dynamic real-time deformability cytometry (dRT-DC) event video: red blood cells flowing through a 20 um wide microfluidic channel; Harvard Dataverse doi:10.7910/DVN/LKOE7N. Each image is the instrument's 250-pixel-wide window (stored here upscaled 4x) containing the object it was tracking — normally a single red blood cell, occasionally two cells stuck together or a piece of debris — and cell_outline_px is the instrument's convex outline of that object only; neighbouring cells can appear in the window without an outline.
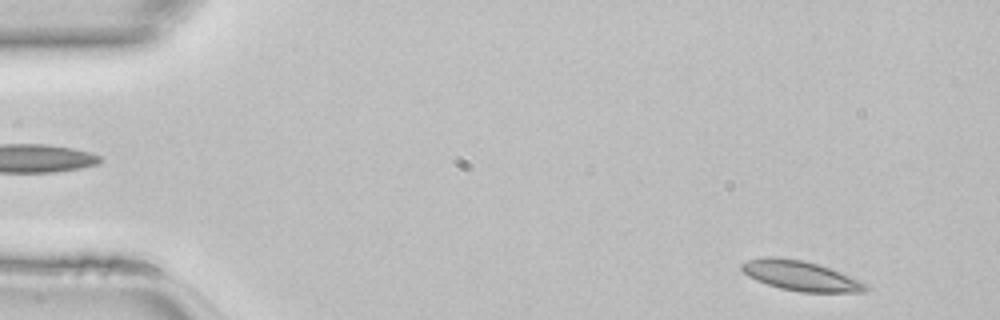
{"species": "common noctule bat (a hibernating species)", "species_latin": "Nyctalus noctula", "temperature_condition": "room temperature", "stored_images_in_passage": 12, "camera_frame_rate_fps": 3000, "um_per_image_px": 0.085, "animal": {"sex": "female", "body_mass_g": 22.7, "forearm_length_mm": 54.2}, "frame": {"image": 1, "passage_image": 2, "time_ms": 0.333, "image_size_px": [1000, 320], "cell_outline_px": [[872, 288], [864, 292], [800, 292], [780, 288], [756, 280], [748, 276], [740, 268], [740, 264], [748, 260], [764, 256], [772, 256], [804, 260], [864, 280]], "centroid_in_image_um": [68.1, 23.44], "position_along_channel_um": 16.9, "area_um2": 21.85}}